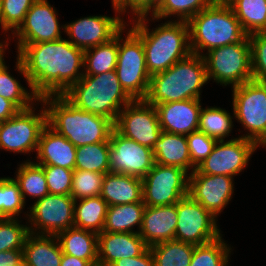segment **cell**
Listing matches in <instances>:
<instances>
[{
    "mask_svg": "<svg viewBox=\"0 0 266 266\" xmlns=\"http://www.w3.org/2000/svg\"><path fill=\"white\" fill-rule=\"evenodd\" d=\"M16 69L39 98L63 95L83 76L84 50L66 39L18 44Z\"/></svg>",
    "mask_w": 266,
    "mask_h": 266,
    "instance_id": "6da1fadb",
    "label": "cell"
},
{
    "mask_svg": "<svg viewBox=\"0 0 266 266\" xmlns=\"http://www.w3.org/2000/svg\"><path fill=\"white\" fill-rule=\"evenodd\" d=\"M47 106V125L68 139L76 148L99 142H109L114 122L74 106L63 95L40 98ZM49 107V108H48Z\"/></svg>",
    "mask_w": 266,
    "mask_h": 266,
    "instance_id": "7a4b0ae2",
    "label": "cell"
},
{
    "mask_svg": "<svg viewBox=\"0 0 266 266\" xmlns=\"http://www.w3.org/2000/svg\"><path fill=\"white\" fill-rule=\"evenodd\" d=\"M146 16L134 18L131 30L142 40L146 67L150 76L164 72L176 62L185 59L190 49L187 21H167L153 31L146 25Z\"/></svg>",
    "mask_w": 266,
    "mask_h": 266,
    "instance_id": "3957f363",
    "label": "cell"
},
{
    "mask_svg": "<svg viewBox=\"0 0 266 266\" xmlns=\"http://www.w3.org/2000/svg\"><path fill=\"white\" fill-rule=\"evenodd\" d=\"M207 71L202 55L191 53L164 72L152 75L145 100L151 105L200 99L201 87L207 83Z\"/></svg>",
    "mask_w": 266,
    "mask_h": 266,
    "instance_id": "277c9868",
    "label": "cell"
},
{
    "mask_svg": "<svg viewBox=\"0 0 266 266\" xmlns=\"http://www.w3.org/2000/svg\"><path fill=\"white\" fill-rule=\"evenodd\" d=\"M190 49L202 55V50L242 42L248 35L244 32L232 8L224 0H215L189 21Z\"/></svg>",
    "mask_w": 266,
    "mask_h": 266,
    "instance_id": "5b68a950",
    "label": "cell"
},
{
    "mask_svg": "<svg viewBox=\"0 0 266 266\" xmlns=\"http://www.w3.org/2000/svg\"><path fill=\"white\" fill-rule=\"evenodd\" d=\"M63 96L83 111L103 116L114 123L121 106L124 108L133 100L121 87L115 70L82 76Z\"/></svg>",
    "mask_w": 266,
    "mask_h": 266,
    "instance_id": "8992f818",
    "label": "cell"
},
{
    "mask_svg": "<svg viewBox=\"0 0 266 266\" xmlns=\"http://www.w3.org/2000/svg\"><path fill=\"white\" fill-rule=\"evenodd\" d=\"M202 56L208 80L213 78L222 86L232 84L235 87L253 79L248 36L242 42L213 48Z\"/></svg>",
    "mask_w": 266,
    "mask_h": 266,
    "instance_id": "52a82bcc",
    "label": "cell"
},
{
    "mask_svg": "<svg viewBox=\"0 0 266 266\" xmlns=\"http://www.w3.org/2000/svg\"><path fill=\"white\" fill-rule=\"evenodd\" d=\"M232 89L234 117L250 132L241 137L266 147V82L252 79Z\"/></svg>",
    "mask_w": 266,
    "mask_h": 266,
    "instance_id": "ba28073f",
    "label": "cell"
},
{
    "mask_svg": "<svg viewBox=\"0 0 266 266\" xmlns=\"http://www.w3.org/2000/svg\"><path fill=\"white\" fill-rule=\"evenodd\" d=\"M119 32L118 60L115 68L121 87L133 99H145L150 85L142 40L130 29L123 41ZM122 41V43H121Z\"/></svg>",
    "mask_w": 266,
    "mask_h": 266,
    "instance_id": "9c48e42d",
    "label": "cell"
},
{
    "mask_svg": "<svg viewBox=\"0 0 266 266\" xmlns=\"http://www.w3.org/2000/svg\"><path fill=\"white\" fill-rule=\"evenodd\" d=\"M189 175L177 166L154 164L142 178L143 203L145 206L176 204L188 195Z\"/></svg>",
    "mask_w": 266,
    "mask_h": 266,
    "instance_id": "30bf717a",
    "label": "cell"
},
{
    "mask_svg": "<svg viewBox=\"0 0 266 266\" xmlns=\"http://www.w3.org/2000/svg\"><path fill=\"white\" fill-rule=\"evenodd\" d=\"M35 114L34 107L20 110L0 123V149L17 153L37 151L43 129L47 126L46 109Z\"/></svg>",
    "mask_w": 266,
    "mask_h": 266,
    "instance_id": "8fae6325",
    "label": "cell"
},
{
    "mask_svg": "<svg viewBox=\"0 0 266 266\" xmlns=\"http://www.w3.org/2000/svg\"><path fill=\"white\" fill-rule=\"evenodd\" d=\"M178 222L175 240L202 245L220 237L216 217L189 194L176 203Z\"/></svg>",
    "mask_w": 266,
    "mask_h": 266,
    "instance_id": "7c38bea8",
    "label": "cell"
},
{
    "mask_svg": "<svg viewBox=\"0 0 266 266\" xmlns=\"http://www.w3.org/2000/svg\"><path fill=\"white\" fill-rule=\"evenodd\" d=\"M114 128L126 138L153 148L162 132L154 105L145 99H135L118 114Z\"/></svg>",
    "mask_w": 266,
    "mask_h": 266,
    "instance_id": "4fadbf2b",
    "label": "cell"
},
{
    "mask_svg": "<svg viewBox=\"0 0 266 266\" xmlns=\"http://www.w3.org/2000/svg\"><path fill=\"white\" fill-rule=\"evenodd\" d=\"M74 203L75 200L71 195L55 194H48L36 201L30 208V214H27L29 222L34 226L33 229V226H28L29 232L56 236L58 233L73 227Z\"/></svg>",
    "mask_w": 266,
    "mask_h": 266,
    "instance_id": "5bb4252c",
    "label": "cell"
},
{
    "mask_svg": "<svg viewBox=\"0 0 266 266\" xmlns=\"http://www.w3.org/2000/svg\"><path fill=\"white\" fill-rule=\"evenodd\" d=\"M257 147L254 141L243 137L217 141L211 154L196 169L202 174L234 177L246 168Z\"/></svg>",
    "mask_w": 266,
    "mask_h": 266,
    "instance_id": "9a60e30c",
    "label": "cell"
},
{
    "mask_svg": "<svg viewBox=\"0 0 266 266\" xmlns=\"http://www.w3.org/2000/svg\"><path fill=\"white\" fill-rule=\"evenodd\" d=\"M110 172L143 178L154 166L151 148L121 135L115 128L110 135Z\"/></svg>",
    "mask_w": 266,
    "mask_h": 266,
    "instance_id": "2e32d148",
    "label": "cell"
},
{
    "mask_svg": "<svg viewBox=\"0 0 266 266\" xmlns=\"http://www.w3.org/2000/svg\"><path fill=\"white\" fill-rule=\"evenodd\" d=\"M119 16H89L65 24L61 28L69 35L70 43L85 51L110 41L126 27Z\"/></svg>",
    "mask_w": 266,
    "mask_h": 266,
    "instance_id": "e0dca14e",
    "label": "cell"
},
{
    "mask_svg": "<svg viewBox=\"0 0 266 266\" xmlns=\"http://www.w3.org/2000/svg\"><path fill=\"white\" fill-rule=\"evenodd\" d=\"M233 177L202 174L197 169L189 174L188 194L216 218L233 194Z\"/></svg>",
    "mask_w": 266,
    "mask_h": 266,
    "instance_id": "ac0fdd59",
    "label": "cell"
},
{
    "mask_svg": "<svg viewBox=\"0 0 266 266\" xmlns=\"http://www.w3.org/2000/svg\"><path fill=\"white\" fill-rule=\"evenodd\" d=\"M60 29L55 8L47 0H36L13 34L18 44H33L61 39Z\"/></svg>",
    "mask_w": 266,
    "mask_h": 266,
    "instance_id": "d6986e66",
    "label": "cell"
},
{
    "mask_svg": "<svg viewBox=\"0 0 266 266\" xmlns=\"http://www.w3.org/2000/svg\"><path fill=\"white\" fill-rule=\"evenodd\" d=\"M200 99H188L154 105L162 131L188 135L199 127Z\"/></svg>",
    "mask_w": 266,
    "mask_h": 266,
    "instance_id": "ffe728a7",
    "label": "cell"
},
{
    "mask_svg": "<svg viewBox=\"0 0 266 266\" xmlns=\"http://www.w3.org/2000/svg\"><path fill=\"white\" fill-rule=\"evenodd\" d=\"M148 246L139 233H98V265L111 266L115 261L141 255Z\"/></svg>",
    "mask_w": 266,
    "mask_h": 266,
    "instance_id": "44dd1931",
    "label": "cell"
},
{
    "mask_svg": "<svg viewBox=\"0 0 266 266\" xmlns=\"http://www.w3.org/2000/svg\"><path fill=\"white\" fill-rule=\"evenodd\" d=\"M178 215L176 204L146 206L139 235L148 247L175 239Z\"/></svg>",
    "mask_w": 266,
    "mask_h": 266,
    "instance_id": "7402d4cb",
    "label": "cell"
},
{
    "mask_svg": "<svg viewBox=\"0 0 266 266\" xmlns=\"http://www.w3.org/2000/svg\"><path fill=\"white\" fill-rule=\"evenodd\" d=\"M39 165H53L75 170L76 147L48 125L43 129L37 148Z\"/></svg>",
    "mask_w": 266,
    "mask_h": 266,
    "instance_id": "603a6c76",
    "label": "cell"
},
{
    "mask_svg": "<svg viewBox=\"0 0 266 266\" xmlns=\"http://www.w3.org/2000/svg\"><path fill=\"white\" fill-rule=\"evenodd\" d=\"M100 196L108 206L142 202V178L119 173H106Z\"/></svg>",
    "mask_w": 266,
    "mask_h": 266,
    "instance_id": "cb8c5ba5",
    "label": "cell"
},
{
    "mask_svg": "<svg viewBox=\"0 0 266 266\" xmlns=\"http://www.w3.org/2000/svg\"><path fill=\"white\" fill-rule=\"evenodd\" d=\"M152 151L156 164L177 166L187 172L190 167L191 172L196 169L191 163L186 135L162 131Z\"/></svg>",
    "mask_w": 266,
    "mask_h": 266,
    "instance_id": "d4e9b609",
    "label": "cell"
},
{
    "mask_svg": "<svg viewBox=\"0 0 266 266\" xmlns=\"http://www.w3.org/2000/svg\"><path fill=\"white\" fill-rule=\"evenodd\" d=\"M62 256L56 236L28 234L23 247L24 266H60Z\"/></svg>",
    "mask_w": 266,
    "mask_h": 266,
    "instance_id": "484cf974",
    "label": "cell"
},
{
    "mask_svg": "<svg viewBox=\"0 0 266 266\" xmlns=\"http://www.w3.org/2000/svg\"><path fill=\"white\" fill-rule=\"evenodd\" d=\"M62 253L82 260L98 261V234L77 227H71L56 235Z\"/></svg>",
    "mask_w": 266,
    "mask_h": 266,
    "instance_id": "4316f807",
    "label": "cell"
},
{
    "mask_svg": "<svg viewBox=\"0 0 266 266\" xmlns=\"http://www.w3.org/2000/svg\"><path fill=\"white\" fill-rule=\"evenodd\" d=\"M145 208L143 201L108 206L103 232L139 233ZM135 225H138V231L132 230Z\"/></svg>",
    "mask_w": 266,
    "mask_h": 266,
    "instance_id": "83f0119b",
    "label": "cell"
},
{
    "mask_svg": "<svg viewBox=\"0 0 266 266\" xmlns=\"http://www.w3.org/2000/svg\"><path fill=\"white\" fill-rule=\"evenodd\" d=\"M249 36L266 32V0H224Z\"/></svg>",
    "mask_w": 266,
    "mask_h": 266,
    "instance_id": "f1b7e54d",
    "label": "cell"
},
{
    "mask_svg": "<svg viewBox=\"0 0 266 266\" xmlns=\"http://www.w3.org/2000/svg\"><path fill=\"white\" fill-rule=\"evenodd\" d=\"M118 46L119 33L110 41L85 50L83 64L85 73L83 76L99 75L115 70L118 60Z\"/></svg>",
    "mask_w": 266,
    "mask_h": 266,
    "instance_id": "f546056e",
    "label": "cell"
},
{
    "mask_svg": "<svg viewBox=\"0 0 266 266\" xmlns=\"http://www.w3.org/2000/svg\"><path fill=\"white\" fill-rule=\"evenodd\" d=\"M74 203V227L90 230L95 233L103 232L107 214V203L101 196L80 199Z\"/></svg>",
    "mask_w": 266,
    "mask_h": 266,
    "instance_id": "4dcf8cb0",
    "label": "cell"
},
{
    "mask_svg": "<svg viewBox=\"0 0 266 266\" xmlns=\"http://www.w3.org/2000/svg\"><path fill=\"white\" fill-rule=\"evenodd\" d=\"M194 244L169 240L149 247L154 266H189L194 252Z\"/></svg>",
    "mask_w": 266,
    "mask_h": 266,
    "instance_id": "1f68e13d",
    "label": "cell"
},
{
    "mask_svg": "<svg viewBox=\"0 0 266 266\" xmlns=\"http://www.w3.org/2000/svg\"><path fill=\"white\" fill-rule=\"evenodd\" d=\"M75 170L110 172V142H99L76 148Z\"/></svg>",
    "mask_w": 266,
    "mask_h": 266,
    "instance_id": "d6a6232c",
    "label": "cell"
},
{
    "mask_svg": "<svg viewBox=\"0 0 266 266\" xmlns=\"http://www.w3.org/2000/svg\"><path fill=\"white\" fill-rule=\"evenodd\" d=\"M14 180L19 184L24 202L27 194L37 201L49 194L46 176L39 164L31 161L20 164Z\"/></svg>",
    "mask_w": 266,
    "mask_h": 266,
    "instance_id": "836d02e7",
    "label": "cell"
},
{
    "mask_svg": "<svg viewBox=\"0 0 266 266\" xmlns=\"http://www.w3.org/2000/svg\"><path fill=\"white\" fill-rule=\"evenodd\" d=\"M232 119V116L220 107L202 108L198 130L217 141H221L229 136L232 130Z\"/></svg>",
    "mask_w": 266,
    "mask_h": 266,
    "instance_id": "e575fe53",
    "label": "cell"
},
{
    "mask_svg": "<svg viewBox=\"0 0 266 266\" xmlns=\"http://www.w3.org/2000/svg\"><path fill=\"white\" fill-rule=\"evenodd\" d=\"M4 57L0 60V96L12 101L20 110L33 106L32 101H40L39 96L33 91L29 93L21 86L18 80L7 71ZM34 99V100H33ZM31 102V103H30ZM32 104V106H31Z\"/></svg>",
    "mask_w": 266,
    "mask_h": 266,
    "instance_id": "d590c367",
    "label": "cell"
},
{
    "mask_svg": "<svg viewBox=\"0 0 266 266\" xmlns=\"http://www.w3.org/2000/svg\"><path fill=\"white\" fill-rule=\"evenodd\" d=\"M215 0H164L152 13V20L177 15L179 21H189L201 10L209 7Z\"/></svg>",
    "mask_w": 266,
    "mask_h": 266,
    "instance_id": "8d00e7d4",
    "label": "cell"
},
{
    "mask_svg": "<svg viewBox=\"0 0 266 266\" xmlns=\"http://www.w3.org/2000/svg\"><path fill=\"white\" fill-rule=\"evenodd\" d=\"M230 250L222 236L209 243L195 245L189 266H228Z\"/></svg>",
    "mask_w": 266,
    "mask_h": 266,
    "instance_id": "74e56055",
    "label": "cell"
},
{
    "mask_svg": "<svg viewBox=\"0 0 266 266\" xmlns=\"http://www.w3.org/2000/svg\"><path fill=\"white\" fill-rule=\"evenodd\" d=\"M24 206L19 184L14 178L0 180V218L15 219Z\"/></svg>",
    "mask_w": 266,
    "mask_h": 266,
    "instance_id": "f35d334b",
    "label": "cell"
},
{
    "mask_svg": "<svg viewBox=\"0 0 266 266\" xmlns=\"http://www.w3.org/2000/svg\"><path fill=\"white\" fill-rule=\"evenodd\" d=\"M105 174L85 170H73L71 197L76 201L100 196ZM79 199V200H78Z\"/></svg>",
    "mask_w": 266,
    "mask_h": 266,
    "instance_id": "ab89813d",
    "label": "cell"
},
{
    "mask_svg": "<svg viewBox=\"0 0 266 266\" xmlns=\"http://www.w3.org/2000/svg\"><path fill=\"white\" fill-rule=\"evenodd\" d=\"M16 219L0 218V251L23 250L29 227Z\"/></svg>",
    "mask_w": 266,
    "mask_h": 266,
    "instance_id": "60d3db41",
    "label": "cell"
},
{
    "mask_svg": "<svg viewBox=\"0 0 266 266\" xmlns=\"http://www.w3.org/2000/svg\"><path fill=\"white\" fill-rule=\"evenodd\" d=\"M36 0H0L4 26L13 34L23 23L25 15Z\"/></svg>",
    "mask_w": 266,
    "mask_h": 266,
    "instance_id": "b9f144b4",
    "label": "cell"
},
{
    "mask_svg": "<svg viewBox=\"0 0 266 266\" xmlns=\"http://www.w3.org/2000/svg\"><path fill=\"white\" fill-rule=\"evenodd\" d=\"M43 167L49 194L70 195L73 170L53 165H41Z\"/></svg>",
    "mask_w": 266,
    "mask_h": 266,
    "instance_id": "7bdbcfd3",
    "label": "cell"
},
{
    "mask_svg": "<svg viewBox=\"0 0 266 266\" xmlns=\"http://www.w3.org/2000/svg\"><path fill=\"white\" fill-rule=\"evenodd\" d=\"M251 45L253 80L266 82V32L248 36Z\"/></svg>",
    "mask_w": 266,
    "mask_h": 266,
    "instance_id": "ee69618b",
    "label": "cell"
},
{
    "mask_svg": "<svg viewBox=\"0 0 266 266\" xmlns=\"http://www.w3.org/2000/svg\"><path fill=\"white\" fill-rule=\"evenodd\" d=\"M191 163L198 167L212 152L217 140L196 130L186 135Z\"/></svg>",
    "mask_w": 266,
    "mask_h": 266,
    "instance_id": "f6af8a7d",
    "label": "cell"
},
{
    "mask_svg": "<svg viewBox=\"0 0 266 266\" xmlns=\"http://www.w3.org/2000/svg\"><path fill=\"white\" fill-rule=\"evenodd\" d=\"M115 13H126L127 7L132 10V14L136 18L147 16L151 12V0H112Z\"/></svg>",
    "mask_w": 266,
    "mask_h": 266,
    "instance_id": "bcb514c9",
    "label": "cell"
},
{
    "mask_svg": "<svg viewBox=\"0 0 266 266\" xmlns=\"http://www.w3.org/2000/svg\"><path fill=\"white\" fill-rule=\"evenodd\" d=\"M111 266H154V260L148 247L141 255L119 259Z\"/></svg>",
    "mask_w": 266,
    "mask_h": 266,
    "instance_id": "7dc6e473",
    "label": "cell"
},
{
    "mask_svg": "<svg viewBox=\"0 0 266 266\" xmlns=\"http://www.w3.org/2000/svg\"><path fill=\"white\" fill-rule=\"evenodd\" d=\"M23 262V250L0 251V266H19Z\"/></svg>",
    "mask_w": 266,
    "mask_h": 266,
    "instance_id": "c3c4849f",
    "label": "cell"
},
{
    "mask_svg": "<svg viewBox=\"0 0 266 266\" xmlns=\"http://www.w3.org/2000/svg\"><path fill=\"white\" fill-rule=\"evenodd\" d=\"M20 109L10 100L0 96V123L16 115Z\"/></svg>",
    "mask_w": 266,
    "mask_h": 266,
    "instance_id": "681fc988",
    "label": "cell"
},
{
    "mask_svg": "<svg viewBox=\"0 0 266 266\" xmlns=\"http://www.w3.org/2000/svg\"><path fill=\"white\" fill-rule=\"evenodd\" d=\"M95 265H98V261L82 260L75 256H71L64 253L60 263V266H95Z\"/></svg>",
    "mask_w": 266,
    "mask_h": 266,
    "instance_id": "f907efd6",
    "label": "cell"
},
{
    "mask_svg": "<svg viewBox=\"0 0 266 266\" xmlns=\"http://www.w3.org/2000/svg\"><path fill=\"white\" fill-rule=\"evenodd\" d=\"M164 0H151L152 13L163 3Z\"/></svg>",
    "mask_w": 266,
    "mask_h": 266,
    "instance_id": "816d5d0a",
    "label": "cell"
},
{
    "mask_svg": "<svg viewBox=\"0 0 266 266\" xmlns=\"http://www.w3.org/2000/svg\"><path fill=\"white\" fill-rule=\"evenodd\" d=\"M7 42L8 41H5V44L3 45V43L1 42L0 43V60L3 58V56H4V50L6 49L5 47H7L8 46V44H7ZM5 46V47H4Z\"/></svg>",
    "mask_w": 266,
    "mask_h": 266,
    "instance_id": "f5cc1de1",
    "label": "cell"
},
{
    "mask_svg": "<svg viewBox=\"0 0 266 266\" xmlns=\"http://www.w3.org/2000/svg\"><path fill=\"white\" fill-rule=\"evenodd\" d=\"M0 24H1L2 29H3L5 32H8V29L4 26V21H3V18H2L1 9H0Z\"/></svg>",
    "mask_w": 266,
    "mask_h": 266,
    "instance_id": "db71d44e",
    "label": "cell"
}]
</instances>
